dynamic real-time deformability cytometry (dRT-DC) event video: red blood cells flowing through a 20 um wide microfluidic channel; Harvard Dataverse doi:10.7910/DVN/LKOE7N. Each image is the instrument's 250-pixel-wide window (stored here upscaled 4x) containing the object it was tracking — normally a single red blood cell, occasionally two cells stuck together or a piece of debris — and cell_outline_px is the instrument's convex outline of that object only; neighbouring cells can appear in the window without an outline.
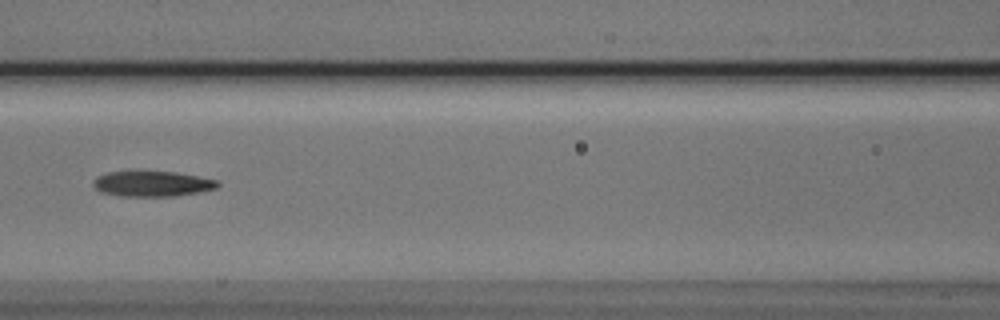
{"species": "Egyptian fruit bat (a non-hibernating species)", "species_latin": "Rousettus aegyptiacus", "temperature_condition": "cold", "stored_images_in_passage": 18, "camera_frame_rate_fps": 3000, "um_per_image_px": 0.085, "animal": {"sex": "male"}, "frame": {"image": 1, "passage_image": 11, "time_ms": 3.333, "image_size_px": [1000, 320], "cell_outline_px": [[220, 184], [216, 188], [200, 192], [176, 196], [120, 196], [100, 192], [92, 184], [96, 176], [108, 172], [172, 172], [196, 176], [216, 180]], "centroid_in_image_um": [12.91, 15.63], "position_along_channel_um": 153.7, "area_um2": 18.21}}
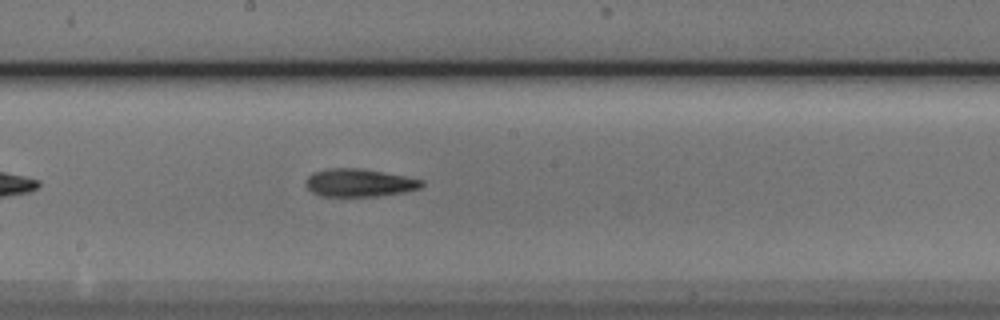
{"frame": {"image": 2, "passage_image": 16, "time_ms": 5.0, "image_size_px": [1000, 320], "cell_outline_px": [[424, 184], [420, 188], [404, 192], [376, 196], [320, 196], [312, 192], [304, 184], [304, 180], [312, 172], [328, 168], [360, 168], [384, 172], [424, 180]], "centroid_in_image_um": [30.5, 15.53], "position_along_channel_um": 217.7, "area_um2": 18.96}}